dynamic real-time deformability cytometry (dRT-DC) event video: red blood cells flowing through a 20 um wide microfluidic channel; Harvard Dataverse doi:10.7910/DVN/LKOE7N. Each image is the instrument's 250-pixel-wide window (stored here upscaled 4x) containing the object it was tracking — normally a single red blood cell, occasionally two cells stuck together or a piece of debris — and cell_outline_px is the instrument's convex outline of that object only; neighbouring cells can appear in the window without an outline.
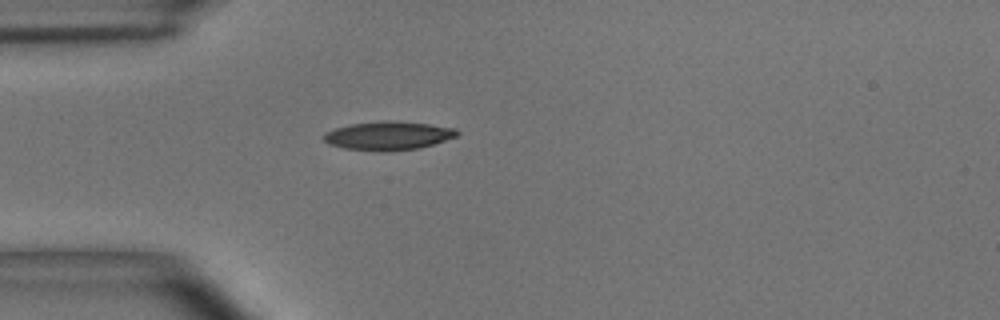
{"species": "common noctule bat (a hibernating species)", "species_latin": "Nyctalus noctula", "temperature_condition": "room temperature", "stored_images_in_passage": 40, "camera_frame_rate_fps": 3000, "um_per_image_px": 0.085, "animal": {"sex": "male", "body_mass_g": 15.6}, "frame": {"image": 1, "passage_image": 1, "time_ms": 0.0, "image_size_px": [1000, 320], "cell_outline_px": [[460, 132], [456, 136], [420, 148], [384, 152], [376, 152], [344, 148], [328, 144], [324, 140], [324, 132], [336, 128], [352, 124], [380, 120], [396, 120], [428, 124], [456, 128]], "centroid_in_image_um": [32.98, 11.53], "position_along_channel_um": 52.0, "area_um2": 22.43}}
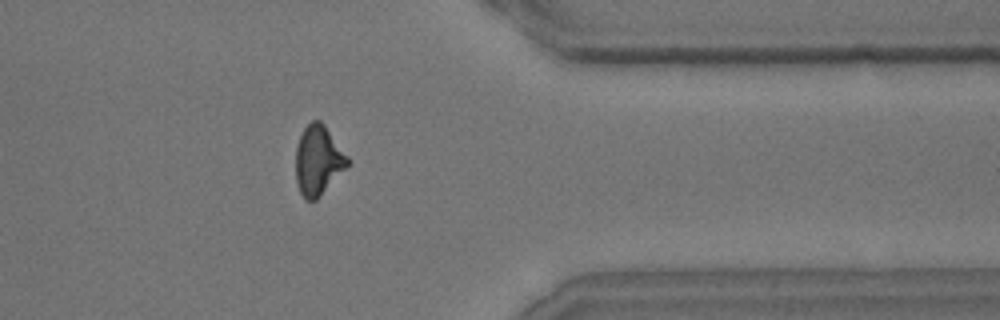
{"frame": {"image": 2, "passage_image": 30, "time_ms": 9.667, "image_size_px": [1000, 320], "cell_outline_px": [[348, 164], [316, 200], [304, 200], [300, 192], [296, 180], [296, 148], [300, 136], [304, 128], [312, 120], [320, 120], [324, 124], [348, 156]], "centroid_in_image_um": [27.02, 13.61], "position_along_channel_um": 384.4, "area_um2": 20.63}}
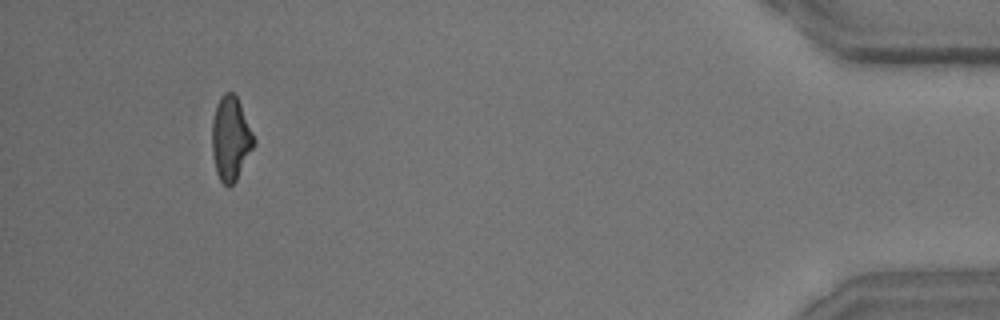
{"frame": {"image": 3, "passage_image": 37, "time_ms": 12.0, "image_size_px": [1000, 320], "cell_outline_px": [[256, 144], [236, 180], [228, 188], [220, 180], [216, 172], [212, 152], [212, 120], [216, 104], [220, 96], [224, 92], [232, 92], [236, 96], [240, 104], [256, 140]], "centroid_in_image_um": [19.6, 11.78], "position_along_channel_um": 415.6, "area_um2": 20.58}, "authors_computed_cell_mechanics": {"area_um2": 21.0103, "velocity_mm_per_s": 3.657, "shape_relaxation_time_tau1_ms": 8.9388, "shape_relaxation_time_tau2_ms": 2.3092, "deformation_change_tau1": 0.2211, "deformation_change_tau2": 0.0994}}